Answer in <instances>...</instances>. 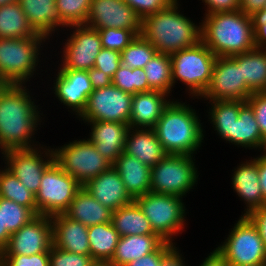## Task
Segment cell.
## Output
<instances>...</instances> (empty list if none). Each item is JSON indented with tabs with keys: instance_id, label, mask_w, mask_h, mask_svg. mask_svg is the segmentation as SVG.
<instances>
[{
	"instance_id": "cell-18",
	"label": "cell",
	"mask_w": 266,
	"mask_h": 266,
	"mask_svg": "<svg viewBox=\"0 0 266 266\" xmlns=\"http://www.w3.org/2000/svg\"><path fill=\"white\" fill-rule=\"evenodd\" d=\"M142 20L123 0H91L85 25L95 30L105 28L132 30L141 35Z\"/></svg>"
},
{
	"instance_id": "cell-9",
	"label": "cell",
	"mask_w": 266,
	"mask_h": 266,
	"mask_svg": "<svg viewBox=\"0 0 266 266\" xmlns=\"http://www.w3.org/2000/svg\"><path fill=\"white\" fill-rule=\"evenodd\" d=\"M182 198L148 192L135 201L150 221L153 231L164 241L174 243L172 236L181 233L186 221V208Z\"/></svg>"
},
{
	"instance_id": "cell-43",
	"label": "cell",
	"mask_w": 266,
	"mask_h": 266,
	"mask_svg": "<svg viewBox=\"0 0 266 266\" xmlns=\"http://www.w3.org/2000/svg\"><path fill=\"white\" fill-rule=\"evenodd\" d=\"M120 52L102 48L96 56L95 64L93 67L103 71L111 78L121 66Z\"/></svg>"
},
{
	"instance_id": "cell-56",
	"label": "cell",
	"mask_w": 266,
	"mask_h": 266,
	"mask_svg": "<svg viewBox=\"0 0 266 266\" xmlns=\"http://www.w3.org/2000/svg\"><path fill=\"white\" fill-rule=\"evenodd\" d=\"M92 266H116L110 261H95Z\"/></svg>"
},
{
	"instance_id": "cell-36",
	"label": "cell",
	"mask_w": 266,
	"mask_h": 266,
	"mask_svg": "<svg viewBox=\"0 0 266 266\" xmlns=\"http://www.w3.org/2000/svg\"><path fill=\"white\" fill-rule=\"evenodd\" d=\"M157 52V49L151 43L142 35H139L120 52L121 63L131 69H143Z\"/></svg>"
},
{
	"instance_id": "cell-42",
	"label": "cell",
	"mask_w": 266,
	"mask_h": 266,
	"mask_svg": "<svg viewBox=\"0 0 266 266\" xmlns=\"http://www.w3.org/2000/svg\"><path fill=\"white\" fill-rule=\"evenodd\" d=\"M0 266H50L49 253L0 255Z\"/></svg>"
},
{
	"instance_id": "cell-7",
	"label": "cell",
	"mask_w": 266,
	"mask_h": 266,
	"mask_svg": "<svg viewBox=\"0 0 266 266\" xmlns=\"http://www.w3.org/2000/svg\"><path fill=\"white\" fill-rule=\"evenodd\" d=\"M216 57L202 41L170 55L173 86L179 80L187 85L189 95L201 97L210 84Z\"/></svg>"
},
{
	"instance_id": "cell-53",
	"label": "cell",
	"mask_w": 266,
	"mask_h": 266,
	"mask_svg": "<svg viewBox=\"0 0 266 266\" xmlns=\"http://www.w3.org/2000/svg\"><path fill=\"white\" fill-rule=\"evenodd\" d=\"M199 266H230L223 255L215 248Z\"/></svg>"
},
{
	"instance_id": "cell-28",
	"label": "cell",
	"mask_w": 266,
	"mask_h": 266,
	"mask_svg": "<svg viewBox=\"0 0 266 266\" xmlns=\"http://www.w3.org/2000/svg\"><path fill=\"white\" fill-rule=\"evenodd\" d=\"M18 3L32 28L48 39L58 27H66L58 16L55 0H18Z\"/></svg>"
},
{
	"instance_id": "cell-54",
	"label": "cell",
	"mask_w": 266,
	"mask_h": 266,
	"mask_svg": "<svg viewBox=\"0 0 266 266\" xmlns=\"http://www.w3.org/2000/svg\"><path fill=\"white\" fill-rule=\"evenodd\" d=\"M258 156V175L259 184L263 192L264 201L266 203V153H262Z\"/></svg>"
},
{
	"instance_id": "cell-6",
	"label": "cell",
	"mask_w": 266,
	"mask_h": 266,
	"mask_svg": "<svg viewBox=\"0 0 266 266\" xmlns=\"http://www.w3.org/2000/svg\"><path fill=\"white\" fill-rule=\"evenodd\" d=\"M48 38H0V84L26 85L36 72L42 42Z\"/></svg>"
},
{
	"instance_id": "cell-52",
	"label": "cell",
	"mask_w": 266,
	"mask_h": 266,
	"mask_svg": "<svg viewBox=\"0 0 266 266\" xmlns=\"http://www.w3.org/2000/svg\"><path fill=\"white\" fill-rule=\"evenodd\" d=\"M266 0H240V11L246 15H253L255 12L265 9Z\"/></svg>"
},
{
	"instance_id": "cell-16",
	"label": "cell",
	"mask_w": 266,
	"mask_h": 266,
	"mask_svg": "<svg viewBox=\"0 0 266 266\" xmlns=\"http://www.w3.org/2000/svg\"><path fill=\"white\" fill-rule=\"evenodd\" d=\"M73 34L63 46V60L60 69L90 70L96 56L102 49L98 30L86 25H72ZM75 29V30H74Z\"/></svg>"
},
{
	"instance_id": "cell-27",
	"label": "cell",
	"mask_w": 266,
	"mask_h": 266,
	"mask_svg": "<svg viewBox=\"0 0 266 266\" xmlns=\"http://www.w3.org/2000/svg\"><path fill=\"white\" fill-rule=\"evenodd\" d=\"M64 214L89 227L112 222L113 211L103 206L82 187L77 192Z\"/></svg>"
},
{
	"instance_id": "cell-51",
	"label": "cell",
	"mask_w": 266,
	"mask_h": 266,
	"mask_svg": "<svg viewBox=\"0 0 266 266\" xmlns=\"http://www.w3.org/2000/svg\"><path fill=\"white\" fill-rule=\"evenodd\" d=\"M178 248L173 244L164 254L161 261V266H186L182 254L179 253Z\"/></svg>"
},
{
	"instance_id": "cell-25",
	"label": "cell",
	"mask_w": 266,
	"mask_h": 266,
	"mask_svg": "<svg viewBox=\"0 0 266 266\" xmlns=\"http://www.w3.org/2000/svg\"><path fill=\"white\" fill-rule=\"evenodd\" d=\"M124 152L150 168L167 155L154 129L144 128L129 129Z\"/></svg>"
},
{
	"instance_id": "cell-5",
	"label": "cell",
	"mask_w": 266,
	"mask_h": 266,
	"mask_svg": "<svg viewBox=\"0 0 266 266\" xmlns=\"http://www.w3.org/2000/svg\"><path fill=\"white\" fill-rule=\"evenodd\" d=\"M208 103L212 105L208 112L210 123L222 139L246 149H263L266 153V141L247 101L215 100Z\"/></svg>"
},
{
	"instance_id": "cell-8",
	"label": "cell",
	"mask_w": 266,
	"mask_h": 266,
	"mask_svg": "<svg viewBox=\"0 0 266 266\" xmlns=\"http://www.w3.org/2000/svg\"><path fill=\"white\" fill-rule=\"evenodd\" d=\"M191 155L167 154L151 168V192L186 196L197 184L198 170Z\"/></svg>"
},
{
	"instance_id": "cell-13",
	"label": "cell",
	"mask_w": 266,
	"mask_h": 266,
	"mask_svg": "<svg viewBox=\"0 0 266 266\" xmlns=\"http://www.w3.org/2000/svg\"><path fill=\"white\" fill-rule=\"evenodd\" d=\"M252 94L241 80V54L216 57L210 84L201 97L209 101H247Z\"/></svg>"
},
{
	"instance_id": "cell-45",
	"label": "cell",
	"mask_w": 266,
	"mask_h": 266,
	"mask_svg": "<svg viewBox=\"0 0 266 266\" xmlns=\"http://www.w3.org/2000/svg\"><path fill=\"white\" fill-rule=\"evenodd\" d=\"M247 102L252 106L263 139L266 141V93H253Z\"/></svg>"
},
{
	"instance_id": "cell-12",
	"label": "cell",
	"mask_w": 266,
	"mask_h": 266,
	"mask_svg": "<svg viewBox=\"0 0 266 266\" xmlns=\"http://www.w3.org/2000/svg\"><path fill=\"white\" fill-rule=\"evenodd\" d=\"M53 151L55 162L82 186L112 166L89 139L74 140Z\"/></svg>"
},
{
	"instance_id": "cell-50",
	"label": "cell",
	"mask_w": 266,
	"mask_h": 266,
	"mask_svg": "<svg viewBox=\"0 0 266 266\" xmlns=\"http://www.w3.org/2000/svg\"><path fill=\"white\" fill-rule=\"evenodd\" d=\"M88 75L91 81V86L94 90L112 84V78L103 71H100L95 67H92L90 70H88Z\"/></svg>"
},
{
	"instance_id": "cell-32",
	"label": "cell",
	"mask_w": 266,
	"mask_h": 266,
	"mask_svg": "<svg viewBox=\"0 0 266 266\" xmlns=\"http://www.w3.org/2000/svg\"><path fill=\"white\" fill-rule=\"evenodd\" d=\"M119 238L112 222L89 226L90 255L95 261H110L115 254Z\"/></svg>"
},
{
	"instance_id": "cell-1",
	"label": "cell",
	"mask_w": 266,
	"mask_h": 266,
	"mask_svg": "<svg viewBox=\"0 0 266 266\" xmlns=\"http://www.w3.org/2000/svg\"><path fill=\"white\" fill-rule=\"evenodd\" d=\"M28 90L25 85L0 84V149L2 153L8 150L37 148L38 144H35L32 136L38 124H41L39 122L42 117Z\"/></svg>"
},
{
	"instance_id": "cell-40",
	"label": "cell",
	"mask_w": 266,
	"mask_h": 266,
	"mask_svg": "<svg viewBox=\"0 0 266 266\" xmlns=\"http://www.w3.org/2000/svg\"><path fill=\"white\" fill-rule=\"evenodd\" d=\"M102 48L122 52L137 36L132 30L105 28L98 30Z\"/></svg>"
},
{
	"instance_id": "cell-3",
	"label": "cell",
	"mask_w": 266,
	"mask_h": 266,
	"mask_svg": "<svg viewBox=\"0 0 266 266\" xmlns=\"http://www.w3.org/2000/svg\"><path fill=\"white\" fill-rule=\"evenodd\" d=\"M201 41L217 56L226 57L255 48L251 16L240 10L205 15Z\"/></svg>"
},
{
	"instance_id": "cell-37",
	"label": "cell",
	"mask_w": 266,
	"mask_h": 266,
	"mask_svg": "<svg viewBox=\"0 0 266 266\" xmlns=\"http://www.w3.org/2000/svg\"><path fill=\"white\" fill-rule=\"evenodd\" d=\"M112 84L132 95L152 91L148 85L146 73L141 68L131 69L121 64L112 78Z\"/></svg>"
},
{
	"instance_id": "cell-49",
	"label": "cell",
	"mask_w": 266,
	"mask_h": 266,
	"mask_svg": "<svg viewBox=\"0 0 266 266\" xmlns=\"http://www.w3.org/2000/svg\"><path fill=\"white\" fill-rule=\"evenodd\" d=\"M257 227L258 232L266 247V206L256 209L246 215Z\"/></svg>"
},
{
	"instance_id": "cell-21",
	"label": "cell",
	"mask_w": 266,
	"mask_h": 266,
	"mask_svg": "<svg viewBox=\"0 0 266 266\" xmlns=\"http://www.w3.org/2000/svg\"><path fill=\"white\" fill-rule=\"evenodd\" d=\"M83 187L103 206L112 211L133 201L125 190L120 175L112 166L99 176L87 181Z\"/></svg>"
},
{
	"instance_id": "cell-2",
	"label": "cell",
	"mask_w": 266,
	"mask_h": 266,
	"mask_svg": "<svg viewBox=\"0 0 266 266\" xmlns=\"http://www.w3.org/2000/svg\"><path fill=\"white\" fill-rule=\"evenodd\" d=\"M178 0L142 20L141 35L159 53L172 55L201 41V25L178 11Z\"/></svg>"
},
{
	"instance_id": "cell-29",
	"label": "cell",
	"mask_w": 266,
	"mask_h": 266,
	"mask_svg": "<svg viewBox=\"0 0 266 266\" xmlns=\"http://www.w3.org/2000/svg\"><path fill=\"white\" fill-rule=\"evenodd\" d=\"M164 242L159 235L122 236L110 262L116 266H125L133 260L155 252Z\"/></svg>"
},
{
	"instance_id": "cell-48",
	"label": "cell",
	"mask_w": 266,
	"mask_h": 266,
	"mask_svg": "<svg viewBox=\"0 0 266 266\" xmlns=\"http://www.w3.org/2000/svg\"><path fill=\"white\" fill-rule=\"evenodd\" d=\"M207 5L205 15L240 10V0H202Z\"/></svg>"
},
{
	"instance_id": "cell-57",
	"label": "cell",
	"mask_w": 266,
	"mask_h": 266,
	"mask_svg": "<svg viewBox=\"0 0 266 266\" xmlns=\"http://www.w3.org/2000/svg\"><path fill=\"white\" fill-rule=\"evenodd\" d=\"M16 1L18 0H0V6L7 5Z\"/></svg>"
},
{
	"instance_id": "cell-41",
	"label": "cell",
	"mask_w": 266,
	"mask_h": 266,
	"mask_svg": "<svg viewBox=\"0 0 266 266\" xmlns=\"http://www.w3.org/2000/svg\"><path fill=\"white\" fill-rule=\"evenodd\" d=\"M50 266H92L95 262L91 255L67 252L55 246L49 250Z\"/></svg>"
},
{
	"instance_id": "cell-15",
	"label": "cell",
	"mask_w": 266,
	"mask_h": 266,
	"mask_svg": "<svg viewBox=\"0 0 266 266\" xmlns=\"http://www.w3.org/2000/svg\"><path fill=\"white\" fill-rule=\"evenodd\" d=\"M42 147L44 146L40 147L39 145L43 151L39 148H33L8 150L2 153L3 159L6 161L4 163L7 165L6 168L35 195L39 190L44 171L55 161L53 149Z\"/></svg>"
},
{
	"instance_id": "cell-20",
	"label": "cell",
	"mask_w": 266,
	"mask_h": 266,
	"mask_svg": "<svg viewBox=\"0 0 266 266\" xmlns=\"http://www.w3.org/2000/svg\"><path fill=\"white\" fill-rule=\"evenodd\" d=\"M90 123L91 134L88 138L97 151L111 164L124 152L128 124L109 121H84Z\"/></svg>"
},
{
	"instance_id": "cell-33",
	"label": "cell",
	"mask_w": 266,
	"mask_h": 266,
	"mask_svg": "<svg viewBox=\"0 0 266 266\" xmlns=\"http://www.w3.org/2000/svg\"><path fill=\"white\" fill-rule=\"evenodd\" d=\"M241 80L253 92H264L266 88V50L254 48L241 53Z\"/></svg>"
},
{
	"instance_id": "cell-14",
	"label": "cell",
	"mask_w": 266,
	"mask_h": 266,
	"mask_svg": "<svg viewBox=\"0 0 266 266\" xmlns=\"http://www.w3.org/2000/svg\"><path fill=\"white\" fill-rule=\"evenodd\" d=\"M133 95L113 84L93 90L88 96L83 113L78 117L83 121H109L129 123Z\"/></svg>"
},
{
	"instance_id": "cell-17",
	"label": "cell",
	"mask_w": 266,
	"mask_h": 266,
	"mask_svg": "<svg viewBox=\"0 0 266 266\" xmlns=\"http://www.w3.org/2000/svg\"><path fill=\"white\" fill-rule=\"evenodd\" d=\"M50 216L37 215L28 224L11 234L0 255H34L49 253L53 245Z\"/></svg>"
},
{
	"instance_id": "cell-23",
	"label": "cell",
	"mask_w": 266,
	"mask_h": 266,
	"mask_svg": "<svg viewBox=\"0 0 266 266\" xmlns=\"http://www.w3.org/2000/svg\"><path fill=\"white\" fill-rule=\"evenodd\" d=\"M250 161V162H249ZM232 177L233 189L244 200L247 209L243 216L266 206L258 175V157L243 162L234 169Z\"/></svg>"
},
{
	"instance_id": "cell-44",
	"label": "cell",
	"mask_w": 266,
	"mask_h": 266,
	"mask_svg": "<svg viewBox=\"0 0 266 266\" xmlns=\"http://www.w3.org/2000/svg\"><path fill=\"white\" fill-rule=\"evenodd\" d=\"M136 15L143 20L145 17L167 7L174 0H123Z\"/></svg>"
},
{
	"instance_id": "cell-11",
	"label": "cell",
	"mask_w": 266,
	"mask_h": 266,
	"mask_svg": "<svg viewBox=\"0 0 266 266\" xmlns=\"http://www.w3.org/2000/svg\"><path fill=\"white\" fill-rule=\"evenodd\" d=\"M82 187L54 161L44 171L35 195L38 215L51 217L64 213Z\"/></svg>"
},
{
	"instance_id": "cell-38",
	"label": "cell",
	"mask_w": 266,
	"mask_h": 266,
	"mask_svg": "<svg viewBox=\"0 0 266 266\" xmlns=\"http://www.w3.org/2000/svg\"><path fill=\"white\" fill-rule=\"evenodd\" d=\"M61 22L66 26L85 25L91 0H55Z\"/></svg>"
},
{
	"instance_id": "cell-46",
	"label": "cell",
	"mask_w": 266,
	"mask_h": 266,
	"mask_svg": "<svg viewBox=\"0 0 266 266\" xmlns=\"http://www.w3.org/2000/svg\"><path fill=\"white\" fill-rule=\"evenodd\" d=\"M255 48L266 50V9L251 15Z\"/></svg>"
},
{
	"instance_id": "cell-4",
	"label": "cell",
	"mask_w": 266,
	"mask_h": 266,
	"mask_svg": "<svg viewBox=\"0 0 266 266\" xmlns=\"http://www.w3.org/2000/svg\"><path fill=\"white\" fill-rule=\"evenodd\" d=\"M195 109L185 103L171 101L153 128L165 152L172 155L196 154L204 131Z\"/></svg>"
},
{
	"instance_id": "cell-39",
	"label": "cell",
	"mask_w": 266,
	"mask_h": 266,
	"mask_svg": "<svg viewBox=\"0 0 266 266\" xmlns=\"http://www.w3.org/2000/svg\"><path fill=\"white\" fill-rule=\"evenodd\" d=\"M35 217L36 215L28 207L2 198V225L11 234L28 224Z\"/></svg>"
},
{
	"instance_id": "cell-31",
	"label": "cell",
	"mask_w": 266,
	"mask_h": 266,
	"mask_svg": "<svg viewBox=\"0 0 266 266\" xmlns=\"http://www.w3.org/2000/svg\"><path fill=\"white\" fill-rule=\"evenodd\" d=\"M38 34L18 1L0 6V38H26Z\"/></svg>"
},
{
	"instance_id": "cell-22",
	"label": "cell",
	"mask_w": 266,
	"mask_h": 266,
	"mask_svg": "<svg viewBox=\"0 0 266 266\" xmlns=\"http://www.w3.org/2000/svg\"><path fill=\"white\" fill-rule=\"evenodd\" d=\"M53 246L82 255H90L88 227L64 213L51 216Z\"/></svg>"
},
{
	"instance_id": "cell-34",
	"label": "cell",
	"mask_w": 266,
	"mask_h": 266,
	"mask_svg": "<svg viewBox=\"0 0 266 266\" xmlns=\"http://www.w3.org/2000/svg\"><path fill=\"white\" fill-rule=\"evenodd\" d=\"M143 70L152 91H160L170 95L171 88H173L170 55L157 52Z\"/></svg>"
},
{
	"instance_id": "cell-35",
	"label": "cell",
	"mask_w": 266,
	"mask_h": 266,
	"mask_svg": "<svg viewBox=\"0 0 266 266\" xmlns=\"http://www.w3.org/2000/svg\"><path fill=\"white\" fill-rule=\"evenodd\" d=\"M0 197L28 207L36 216L38 215L35 194L7 168L0 170Z\"/></svg>"
},
{
	"instance_id": "cell-19",
	"label": "cell",
	"mask_w": 266,
	"mask_h": 266,
	"mask_svg": "<svg viewBox=\"0 0 266 266\" xmlns=\"http://www.w3.org/2000/svg\"><path fill=\"white\" fill-rule=\"evenodd\" d=\"M55 77L53 91L56 98L76 113L78 117L83 113L88 96L94 90L91 86L88 71L74 69H60Z\"/></svg>"
},
{
	"instance_id": "cell-58",
	"label": "cell",
	"mask_w": 266,
	"mask_h": 266,
	"mask_svg": "<svg viewBox=\"0 0 266 266\" xmlns=\"http://www.w3.org/2000/svg\"><path fill=\"white\" fill-rule=\"evenodd\" d=\"M230 266H236V265H230ZM247 266H266V264H262V265H247Z\"/></svg>"
},
{
	"instance_id": "cell-10",
	"label": "cell",
	"mask_w": 266,
	"mask_h": 266,
	"mask_svg": "<svg viewBox=\"0 0 266 266\" xmlns=\"http://www.w3.org/2000/svg\"><path fill=\"white\" fill-rule=\"evenodd\" d=\"M216 249L229 265L266 264V247L257 227L247 216L241 215L227 239Z\"/></svg>"
},
{
	"instance_id": "cell-30",
	"label": "cell",
	"mask_w": 266,
	"mask_h": 266,
	"mask_svg": "<svg viewBox=\"0 0 266 266\" xmlns=\"http://www.w3.org/2000/svg\"><path fill=\"white\" fill-rule=\"evenodd\" d=\"M112 224L120 237L129 235H158L153 231L150 221L135 200L113 211Z\"/></svg>"
},
{
	"instance_id": "cell-26",
	"label": "cell",
	"mask_w": 266,
	"mask_h": 266,
	"mask_svg": "<svg viewBox=\"0 0 266 266\" xmlns=\"http://www.w3.org/2000/svg\"><path fill=\"white\" fill-rule=\"evenodd\" d=\"M133 200L151 192V168L123 152L112 164Z\"/></svg>"
},
{
	"instance_id": "cell-55",
	"label": "cell",
	"mask_w": 266,
	"mask_h": 266,
	"mask_svg": "<svg viewBox=\"0 0 266 266\" xmlns=\"http://www.w3.org/2000/svg\"><path fill=\"white\" fill-rule=\"evenodd\" d=\"M11 233L2 225V198L0 197V254L8 245Z\"/></svg>"
},
{
	"instance_id": "cell-24",
	"label": "cell",
	"mask_w": 266,
	"mask_h": 266,
	"mask_svg": "<svg viewBox=\"0 0 266 266\" xmlns=\"http://www.w3.org/2000/svg\"><path fill=\"white\" fill-rule=\"evenodd\" d=\"M167 97V98H166ZM168 94L160 91L141 92L133 95L130 128L153 129L163 110L171 102Z\"/></svg>"
},
{
	"instance_id": "cell-47",
	"label": "cell",
	"mask_w": 266,
	"mask_h": 266,
	"mask_svg": "<svg viewBox=\"0 0 266 266\" xmlns=\"http://www.w3.org/2000/svg\"><path fill=\"white\" fill-rule=\"evenodd\" d=\"M174 243L165 241L155 252L143 256L139 259L133 260L125 266H161L163 254L173 245Z\"/></svg>"
}]
</instances>
